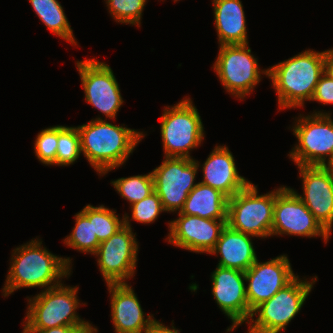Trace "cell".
<instances>
[{
	"instance_id": "cell-22",
	"label": "cell",
	"mask_w": 333,
	"mask_h": 333,
	"mask_svg": "<svg viewBox=\"0 0 333 333\" xmlns=\"http://www.w3.org/2000/svg\"><path fill=\"white\" fill-rule=\"evenodd\" d=\"M228 197L220 190L198 182L188 194L180 214L227 220Z\"/></svg>"
},
{
	"instance_id": "cell-2",
	"label": "cell",
	"mask_w": 333,
	"mask_h": 333,
	"mask_svg": "<svg viewBox=\"0 0 333 333\" xmlns=\"http://www.w3.org/2000/svg\"><path fill=\"white\" fill-rule=\"evenodd\" d=\"M325 56L326 50H305L261 71L271 78L280 109L302 107L305 100L311 101L315 87L324 74Z\"/></svg>"
},
{
	"instance_id": "cell-26",
	"label": "cell",
	"mask_w": 333,
	"mask_h": 333,
	"mask_svg": "<svg viewBox=\"0 0 333 333\" xmlns=\"http://www.w3.org/2000/svg\"><path fill=\"white\" fill-rule=\"evenodd\" d=\"M114 188L125 199L130 206L143 200L154 192V179L152 172L147 175H136L127 178H119L112 181Z\"/></svg>"
},
{
	"instance_id": "cell-17",
	"label": "cell",
	"mask_w": 333,
	"mask_h": 333,
	"mask_svg": "<svg viewBox=\"0 0 333 333\" xmlns=\"http://www.w3.org/2000/svg\"><path fill=\"white\" fill-rule=\"evenodd\" d=\"M303 196L295 192L320 224L331 233L333 226V179L324 166H298Z\"/></svg>"
},
{
	"instance_id": "cell-7",
	"label": "cell",
	"mask_w": 333,
	"mask_h": 333,
	"mask_svg": "<svg viewBox=\"0 0 333 333\" xmlns=\"http://www.w3.org/2000/svg\"><path fill=\"white\" fill-rule=\"evenodd\" d=\"M300 280L298 275L272 298L257 306L250 316L249 332H280L296 316L311 292L313 283ZM258 314L256 320L252 319ZM253 322V323H252Z\"/></svg>"
},
{
	"instance_id": "cell-25",
	"label": "cell",
	"mask_w": 333,
	"mask_h": 333,
	"mask_svg": "<svg viewBox=\"0 0 333 333\" xmlns=\"http://www.w3.org/2000/svg\"><path fill=\"white\" fill-rule=\"evenodd\" d=\"M57 141L55 165L73 164L81 154L80 134L77 127L57 125Z\"/></svg>"
},
{
	"instance_id": "cell-30",
	"label": "cell",
	"mask_w": 333,
	"mask_h": 333,
	"mask_svg": "<svg viewBox=\"0 0 333 333\" xmlns=\"http://www.w3.org/2000/svg\"><path fill=\"white\" fill-rule=\"evenodd\" d=\"M132 219L140 223L154 222L160 212L164 211L161 200L154 191L143 200L131 205Z\"/></svg>"
},
{
	"instance_id": "cell-4",
	"label": "cell",
	"mask_w": 333,
	"mask_h": 333,
	"mask_svg": "<svg viewBox=\"0 0 333 333\" xmlns=\"http://www.w3.org/2000/svg\"><path fill=\"white\" fill-rule=\"evenodd\" d=\"M77 287L60 283L33 298H29L24 329H48L59 326L76 327L86 323L77 314L80 303Z\"/></svg>"
},
{
	"instance_id": "cell-18",
	"label": "cell",
	"mask_w": 333,
	"mask_h": 333,
	"mask_svg": "<svg viewBox=\"0 0 333 333\" xmlns=\"http://www.w3.org/2000/svg\"><path fill=\"white\" fill-rule=\"evenodd\" d=\"M111 295V316L116 333H142L154 320L144 312L134 293L127 283L107 284Z\"/></svg>"
},
{
	"instance_id": "cell-10",
	"label": "cell",
	"mask_w": 333,
	"mask_h": 333,
	"mask_svg": "<svg viewBox=\"0 0 333 333\" xmlns=\"http://www.w3.org/2000/svg\"><path fill=\"white\" fill-rule=\"evenodd\" d=\"M199 163L192 158L165 157L162 164L152 171L154 191L159 196L164 211L182 209L194 184Z\"/></svg>"
},
{
	"instance_id": "cell-6",
	"label": "cell",
	"mask_w": 333,
	"mask_h": 333,
	"mask_svg": "<svg viewBox=\"0 0 333 333\" xmlns=\"http://www.w3.org/2000/svg\"><path fill=\"white\" fill-rule=\"evenodd\" d=\"M257 194V186L249 183L228 198L227 225L241 233L266 238L271 236L275 190Z\"/></svg>"
},
{
	"instance_id": "cell-19",
	"label": "cell",
	"mask_w": 333,
	"mask_h": 333,
	"mask_svg": "<svg viewBox=\"0 0 333 333\" xmlns=\"http://www.w3.org/2000/svg\"><path fill=\"white\" fill-rule=\"evenodd\" d=\"M202 184L220 190L228 198L244 189L250 181L240 176L227 146H216L203 164Z\"/></svg>"
},
{
	"instance_id": "cell-12",
	"label": "cell",
	"mask_w": 333,
	"mask_h": 333,
	"mask_svg": "<svg viewBox=\"0 0 333 333\" xmlns=\"http://www.w3.org/2000/svg\"><path fill=\"white\" fill-rule=\"evenodd\" d=\"M282 234L322 236L325 243L330 236V233L298 198L295 190L284 186L275 191L271 236Z\"/></svg>"
},
{
	"instance_id": "cell-37",
	"label": "cell",
	"mask_w": 333,
	"mask_h": 333,
	"mask_svg": "<svg viewBox=\"0 0 333 333\" xmlns=\"http://www.w3.org/2000/svg\"><path fill=\"white\" fill-rule=\"evenodd\" d=\"M326 164H333V152H332V154H331L330 159L327 161Z\"/></svg>"
},
{
	"instance_id": "cell-29",
	"label": "cell",
	"mask_w": 333,
	"mask_h": 333,
	"mask_svg": "<svg viewBox=\"0 0 333 333\" xmlns=\"http://www.w3.org/2000/svg\"><path fill=\"white\" fill-rule=\"evenodd\" d=\"M35 155L43 164L55 165L57 141V126L46 128L38 133L34 143Z\"/></svg>"
},
{
	"instance_id": "cell-3",
	"label": "cell",
	"mask_w": 333,
	"mask_h": 333,
	"mask_svg": "<svg viewBox=\"0 0 333 333\" xmlns=\"http://www.w3.org/2000/svg\"><path fill=\"white\" fill-rule=\"evenodd\" d=\"M41 244L35 239L13 250L11 267L2 289L5 297L22 287L48 286V289L57 286L61 283L60 278L70 275L69 257L55 256Z\"/></svg>"
},
{
	"instance_id": "cell-32",
	"label": "cell",
	"mask_w": 333,
	"mask_h": 333,
	"mask_svg": "<svg viewBox=\"0 0 333 333\" xmlns=\"http://www.w3.org/2000/svg\"><path fill=\"white\" fill-rule=\"evenodd\" d=\"M180 330H177L172 326L170 329L167 326H164V324L160 323L157 320H153L148 328L144 331V333H179Z\"/></svg>"
},
{
	"instance_id": "cell-11",
	"label": "cell",
	"mask_w": 333,
	"mask_h": 333,
	"mask_svg": "<svg viewBox=\"0 0 333 333\" xmlns=\"http://www.w3.org/2000/svg\"><path fill=\"white\" fill-rule=\"evenodd\" d=\"M129 216L124 215L125 225L106 241L99 244L94 255L107 284L126 283L134 275L138 242L132 232Z\"/></svg>"
},
{
	"instance_id": "cell-20",
	"label": "cell",
	"mask_w": 333,
	"mask_h": 333,
	"mask_svg": "<svg viewBox=\"0 0 333 333\" xmlns=\"http://www.w3.org/2000/svg\"><path fill=\"white\" fill-rule=\"evenodd\" d=\"M251 237L226 224L210 254L221 255L218 266L245 272L257 260Z\"/></svg>"
},
{
	"instance_id": "cell-28",
	"label": "cell",
	"mask_w": 333,
	"mask_h": 333,
	"mask_svg": "<svg viewBox=\"0 0 333 333\" xmlns=\"http://www.w3.org/2000/svg\"><path fill=\"white\" fill-rule=\"evenodd\" d=\"M147 0H106L109 13L116 21L125 24L138 25Z\"/></svg>"
},
{
	"instance_id": "cell-13",
	"label": "cell",
	"mask_w": 333,
	"mask_h": 333,
	"mask_svg": "<svg viewBox=\"0 0 333 333\" xmlns=\"http://www.w3.org/2000/svg\"><path fill=\"white\" fill-rule=\"evenodd\" d=\"M76 65L85 100L106 118L114 119L124 101L111 67L95 59L77 61Z\"/></svg>"
},
{
	"instance_id": "cell-14",
	"label": "cell",
	"mask_w": 333,
	"mask_h": 333,
	"mask_svg": "<svg viewBox=\"0 0 333 333\" xmlns=\"http://www.w3.org/2000/svg\"><path fill=\"white\" fill-rule=\"evenodd\" d=\"M244 273L245 281L248 282L246 295L251 312L296 277L286 255L264 263L257 259Z\"/></svg>"
},
{
	"instance_id": "cell-23",
	"label": "cell",
	"mask_w": 333,
	"mask_h": 333,
	"mask_svg": "<svg viewBox=\"0 0 333 333\" xmlns=\"http://www.w3.org/2000/svg\"><path fill=\"white\" fill-rule=\"evenodd\" d=\"M28 1H30L39 19L51 32L62 39L69 41L72 45L77 44L64 10L58 0Z\"/></svg>"
},
{
	"instance_id": "cell-34",
	"label": "cell",
	"mask_w": 333,
	"mask_h": 333,
	"mask_svg": "<svg viewBox=\"0 0 333 333\" xmlns=\"http://www.w3.org/2000/svg\"><path fill=\"white\" fill-rule=\"evenodd\" d=\"M324 73L333 79V48L326 51Z\"/></svg>"
},
{
	"instance_id": "cell-36",
	"label": "cell",
	"mask_w": 333,
	"mask_h": 333,
	"mask_svg": "<svg viewBox=\"0 0 333 333\" xmlns=\"http://www.w3.org/2000/svg\"><path fill=\"white\" fill-rule=\"evenodd\" d=\"M324 167H326L329 170L333 179V164H325Z\"/></svg>"
},
{
	"instance_id": "cell-1",
	"label": "cell",
	"mask_w": 333,
	"mask_h": 333,
	"mask_svg": "<svg viewBox=\"0 0 333 333\" xmlns=\"http://www.w3.org/2000/svg\"><path fill=\"white\" fill-rule=\"evenodd\" d=\"M77 129L81 153L99 175L121 166L145 136L135 129L113 125L100 117Z\"/></svg>"
},
{
	"instance_id": "cell-35",
	"label": "cell",
	"mask_w": 333,
	"mask_h": 333,
	"mask_svg": "<svg viewBox=\"0 0 333 333\" xmlns=\"http://www.w3.org/2000/svg\"><path fill=\"white\" fill-rule=\"evenodd\" d=\"M97 328L91 326L89 322L83 323L82 325L73 327L69 333H94Z\"/></svg>"
},
{
	"instance_id": "cell-16",
	"label": "cell",
	"mask_w": 333,
	"mask_h": 333,
	"mask_svg": "<svg viewBox=\"0 0 333 333\" xmlns=\"http://www.w3.org/2000/svg\"><path fill=\"white\" fill-rule=\"evenodd\" d=\"M179 218L169 224L167 240L177 247L197 253H210L217 243L227 220L201 218L178 214Z\"/></svg>"
},
{
	"instance_id": "cell-5",
	"label": "cell",
	"mask_w": 333,
	"mask_h": 333,
	"mask_svg": "<svg viewBox=\"0 0 333 333\" xmlns=\"http://www.w3.org/2000/svg\"><path fill=\"white\" fill-rule=\"evenodd\" d=\"M161 136L165 157L191 158L189 151L204 138L201 117L191 99H183L173 107L164 108Z\"/></svg>"
},
{
	"instance_id": "cell-38",
	"label": "cell",
	"mask_w": 333,
	"mask_h": 333,
	"mask_svg": "<svg viewBox=\"0 0 333 333\" xmlns=\"http://www.w3.org/2000/svg\"><path fill=\"white\" fill-rule=\"evenodd\" d=\"M248 333H279V332H248Z\"/></svg>"
},
{
	"instance_id": "cell-15",
	"label": "cell",
	"mask_w": 333,
	"mask_h": 333,
	"mask_svg": "<svg viewBox=\"0 0 333 333\" xmlns=\"http://www.w3.org/2000/svg\"><path fill=\"white\" fill-rule=\"evenodd\" d=\"M212 276V294L219 308L232 321L228 331L248 322L252 312L246 295L245 273L241 270L217 265Z\"/></svg>"
},
{
	"instance_id": "cell-33",
	"label": "cell",
	"mask_w": 333,
	"mask_h": 333,
	"mask_svg": "<svg viewBox=\"0 0 333 333\" xmlns=\"http://www.w3.org/2000/svg\"><path fill=\"white\" fill-rule=\"evenodd\" d=\"M72 326H59L48 329H23L22 333H69Z\"/></svg>"
},
{
	"instance_id": "cell-8",
	"label": "cell",
	"mask_w": 333,
	"mask_h": 333,
	"mask_svg": "<svg viewBox=\"0 0 333 333\" xmlns=\"http://www.w3.org/2000/svg\"><path fill=\"white\" fill-rule=\"evenodd\" d=\"M300 118L293 127L298 145L289 156L297 166H324L333 152V121L330 113L318 111Z\"/></svg>"
},
{
	"instance_id": "cell-21",
	"label": "cell",
	"mask_w": 333,
	"mask_h": 333,
	"mask_svg": "<svg viewBox=\"0 0 333 333\" xmlns=\"http://www.w3.org/2000/svg\"><path fill=\"white\" fill-rule=\"evenodd\" d=\"M220 45L248 44L245 14L240 0H213Z\"/></svg>"
},
{
	"instance_id": "cell-27",
	"label": "cell",
	"mask_w": 333,
	"mask_h": 333,
	"mask_svg": "<svg viewBox=\"0 0 333 333\" xmlns=\"http://www.w3.org/2000/svg\"><path fill=\"white\" fill-rule=\"evenodd\" d=\"M118 216L115 210H109L104 205L93 206V233L100 243L109 239L125 225L124 217L120 220Z\"/></svg>"
},
{
	"instance_id": "cell-31",
	"label": "cell",
	"mask_w": 333,
	"mask_h": 333,
	"mask_svg": "<svg viewBox=\"0 0 333 333\" xmlns=\"http://www.w3.org/2000/svg\"><path fill=\"white\" fill-rule=\"evenodd\" d=\"M311 100L323 103V105L333 104V79L327 74L324 73L319 79Z\"/></svg>"
},
{
	"instance_id": "cell-9",
	"label": "cell",
	"mask_w": 333,
	"mask_h": 333,
	"mask_svg": "<svg viewBox=\"0 0 333 333\" xmlns=\"http://www.w3.org/2000/svg\"><path fill=\"white\" fill-rule=\"evenodd\" d=\"M219 48L213 68L225 89L241 100L260 82L257 59L248 44L220 45Z\"/></svg>"
},
{
	"instance_id": "cell-24",
	"label": "cell",
	"mask_w": 333,
	"mask_h": 333,
	"mask_svg": "<svg viewBox=\"0 0 333 333\" xmlns=\"http://www.w3.org/2000/svg\"><path fill=\"white\" fill-rule=\"evenodd\" d=\"M76 224L72 233L64 239L65 245L84 253L94 254L99 240L93 233V206L87 205L75 215Z\"/></svg>"
}]
</instances>
